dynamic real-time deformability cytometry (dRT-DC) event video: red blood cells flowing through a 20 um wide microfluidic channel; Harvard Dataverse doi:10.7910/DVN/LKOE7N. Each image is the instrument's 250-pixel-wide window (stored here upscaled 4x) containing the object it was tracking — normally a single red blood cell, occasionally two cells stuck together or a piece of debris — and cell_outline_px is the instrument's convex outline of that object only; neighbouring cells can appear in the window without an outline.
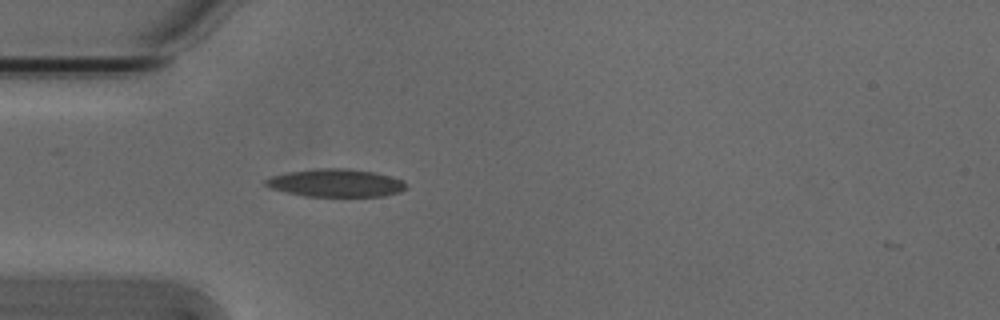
{"species": "Egyptian fruit bat (a non-hibernating species)", "species_latin": "Rousettus aegyptiacus", "temperature_condition": "cold", "stored_images_in_passage": 4, "camera_frame_rate_fps": 3000, "um_per_image_px": 0.085, "animal": {"sex": "male"}, "frame": {"image": 1, "passage_image": 4, "time_ms": 1.0, "image_size_px": [1000, 320], "cell_outline_px": [[404, 188], [400, 192], [384, 196], [304, 196], [272, 188], [264, 184], [264, 180], [272, 176], [288, 172], [316, 168], [348, 168], [372, 172], [404, 180]], "centroid_in_image_um": [28.53, 15.54], "position_along_channel_um": 56.5, "area_um2": 22.54}}